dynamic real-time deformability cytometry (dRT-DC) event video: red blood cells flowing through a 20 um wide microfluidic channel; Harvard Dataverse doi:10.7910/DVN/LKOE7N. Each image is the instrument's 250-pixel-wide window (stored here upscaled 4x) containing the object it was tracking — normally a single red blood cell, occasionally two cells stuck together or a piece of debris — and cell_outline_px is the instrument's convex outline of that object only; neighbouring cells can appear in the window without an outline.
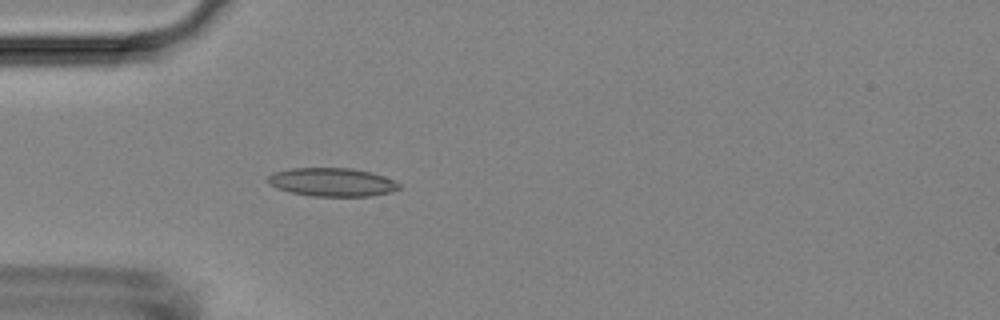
{"species": "Egyptian fruit bat (a non-hibernating species)", "species_latin": "Rousettus aegyptiacus", "temperature_condition": "room temperature", "stored_images_in_passage": 5, "camera_frame_rate_fps": 3000, "um_per_image_px": 0.085, "animal": {"sex": "female"}, "frame": {"image": 1, "passage_image": 5, "time_ms": 1.333, "image_size_px": [1000, 320], "cell_outline_px": [[400, 188], [392, 192], [372, 196], [312, 196], [292, 192], [276, 188], [268, 184], [268, 176], [272, 172], [292, 168], [352, 168], [372, 172], [384, 176], [400, 184]], "centroid_in_image_um": [28.23, 15.48], "position_along_channel_um": 56.8, "area_um2": 21.85}}